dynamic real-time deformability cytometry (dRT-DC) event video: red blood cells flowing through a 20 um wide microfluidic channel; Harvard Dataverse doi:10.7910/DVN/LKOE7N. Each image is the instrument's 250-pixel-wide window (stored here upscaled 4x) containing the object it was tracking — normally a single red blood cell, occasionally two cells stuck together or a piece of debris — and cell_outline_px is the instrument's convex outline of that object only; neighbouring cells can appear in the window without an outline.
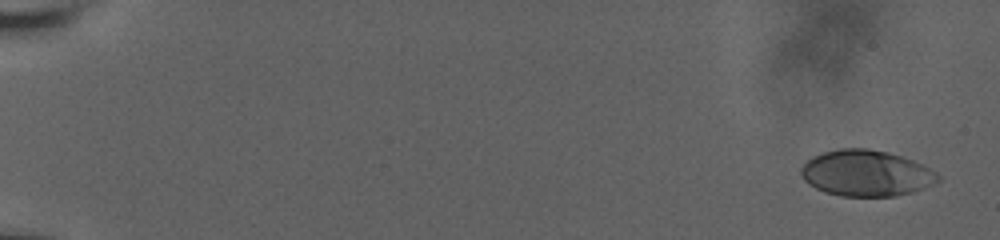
{"species": "human", "species_latin": "Homo sapiens", "temperature_condition": "room temperature", "stored_images_in_passage": 5, "camera_frame_rate_fps": 3000, "um_per_image_px": 0.085, "donor": {"sex": "male"}, "frame": {"image": 1, "passage_image": 1, "time_ms": 0.0, "image_size_px": [1000, 240], "cell_outline_px": [[940, 180], [932, 184], [912, 192], [892, 196], [844, 196], [824, 192], [808, 184], [804, 180], [800, 172], [800, 168], [808, 160], [824, 152], [840, 148], [868, 148], [888, 152], [912, 160], [936, 172], [940, 176]], "centroid_in_image_um": [73.61, 14.72], "position_along_channel_um": 11.4, "area_um2": 36.47}}